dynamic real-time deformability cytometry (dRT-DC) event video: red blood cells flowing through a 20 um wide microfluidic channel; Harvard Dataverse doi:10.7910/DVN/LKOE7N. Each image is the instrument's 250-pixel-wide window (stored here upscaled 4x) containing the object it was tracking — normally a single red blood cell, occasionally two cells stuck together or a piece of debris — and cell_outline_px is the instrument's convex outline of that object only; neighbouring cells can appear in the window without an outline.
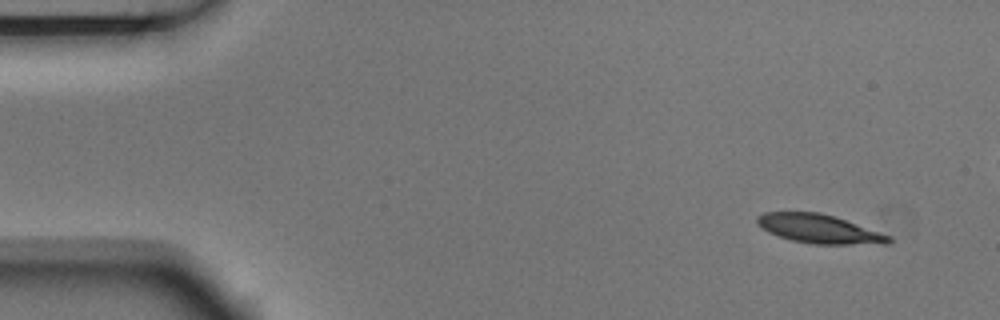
{"species": "Egyptian fruit bat (a non-hibernating species)", "species_latin": "Rousettus aegyptiacus", "temperature_condition": "room temperature", "stored_images_in_passage": 5, "camera_frame_rate_fps": 3000, "um_per_image_px": 0.085, "animal": {"sex": "male"}, "frame": {"image": 1, "passage_image": 1, "time_ms": 0.0, "image_size_px": [1000, 320], "cell_outline_px": [[892, 240], [888, 244], [812, 244], [792, 240], [768, 232], [756, 224], [756, 216], [764, 212], [820, 212], [892, 236]], "centroid_in_image_um": [69.6, 19.46], "position_along_channel_um": 15.4, "area_um2": 21.96}}